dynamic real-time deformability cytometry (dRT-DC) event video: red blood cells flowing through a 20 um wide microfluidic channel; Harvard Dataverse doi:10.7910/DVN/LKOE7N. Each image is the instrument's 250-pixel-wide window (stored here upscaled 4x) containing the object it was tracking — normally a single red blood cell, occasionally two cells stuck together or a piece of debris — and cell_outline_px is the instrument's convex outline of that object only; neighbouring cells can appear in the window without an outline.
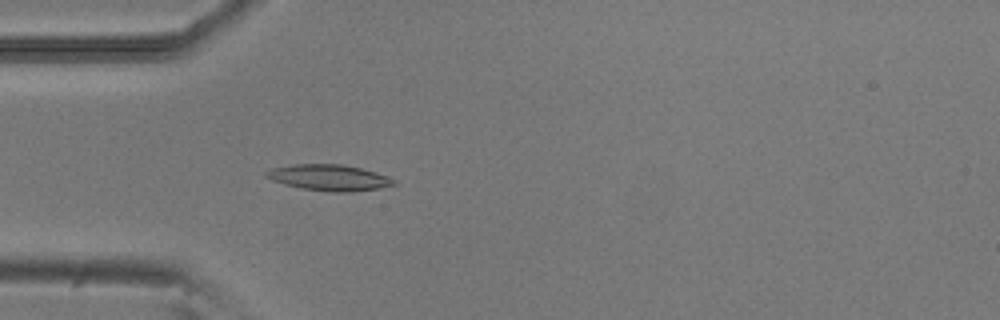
{"species": "common noctule bat (a hibernating species)", "species_latin": "Nyctalus noctula", "temperature_condition": "room temperature", "stored_images_in_passage": 5, "camera_frame_rate_fps": 3000, "um_per_image_px": 0.085, "animal": {"sex": "male", "body_mass_g": 20.5, "forearm_length_mm": 52.5}, "frame": {"image": 1, "passage_image": 5, "time_ms": 1.333, "image_size_px": [1000, 320], "cell_outline_px": [[396, 184], [380, 188], [352, 192], [332, 192], [300, 188], [284, 184], [272, 180], [264, 176], [264, 172], [272, 168], [292, 164], [344, 164], [376, 172], [396, 180]], "centroid_in_image_um": [27.96, 15.09], "position_along_channel_um": 57.0, "area_um2": 19.48}}